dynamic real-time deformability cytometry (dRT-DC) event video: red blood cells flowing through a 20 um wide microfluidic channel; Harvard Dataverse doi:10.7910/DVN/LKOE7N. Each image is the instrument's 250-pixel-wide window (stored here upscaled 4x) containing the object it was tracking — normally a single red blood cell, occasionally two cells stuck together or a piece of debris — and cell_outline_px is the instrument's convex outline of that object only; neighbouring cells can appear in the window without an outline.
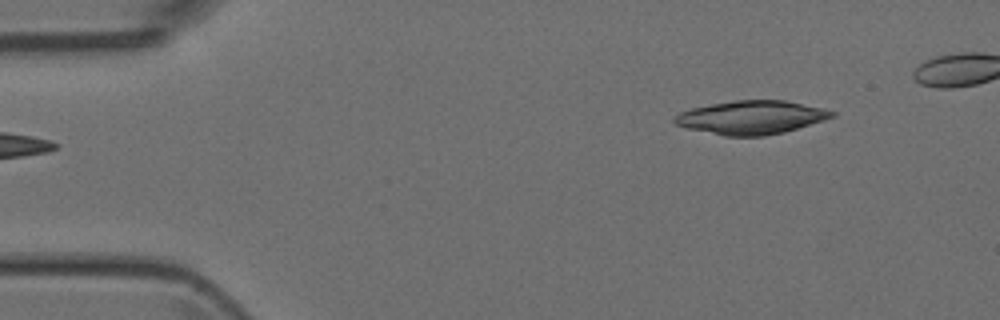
{"species": "Egyptian fruit bat (a non-hibernating species)", "species_latin": "Rousettus aegyptiacus", "temperature_condition": "room temperature", "stored_images_in_passage": 39, "camera_frame_rate_fps": 3000, "um_per_image_px": 0.085, "animal": {"sex": "female"}, "frame": {"image": 1, "passage_image": 1, "time_ms": 0.0, "image_size_px": [1000, 320], "cell_outline_px": [[836, 116], [824, 120], [784, 132], [764, 136], [724, 136], [688, 128], [676, 124], [672, 120], [680, 112], [692, 108], [732, 100], [784, 100], [820, 108], [836, 112]], "centroid_in_image_um": [63.85, 9.98], "position_along_channel_um": 21.1, "area_um2": 30.46}}
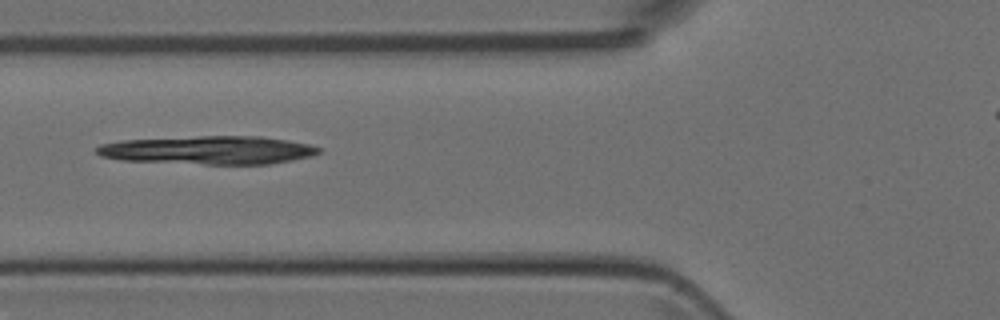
{"frame": {"image": 2, "passage_image": 13, "time_ms": 4.0, "image_size_px": [1000, 320], "cell_outline_px": [[320, 152], [312, 156], [292, 160], [268, 164], [204, 164], [120, 160], [100, 156], [96, 152], [96, 148], [100, 144], [124, 140], [200, 136], [260, 136], [288, 140], [308, 144], [320, 148]], "centroid_in_image_um": [17.72, 12.76], "position_along_channel_um": 108.1, "area_um2": 36.59}}
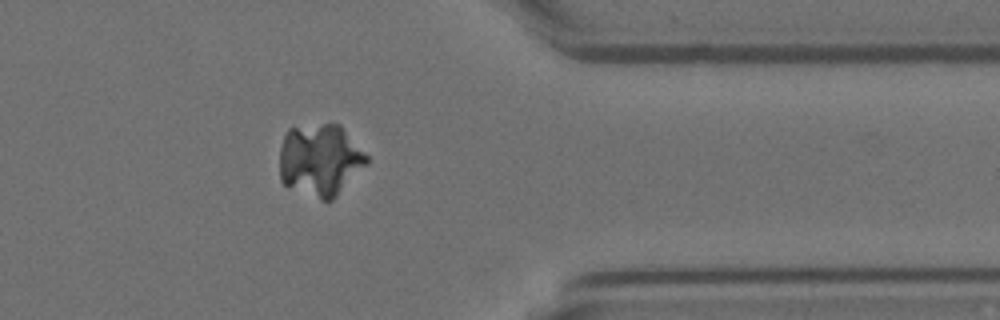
{"frame": {"image": 3, "passage_image": 34, "time_ms": 11.0, "image_size_px": [1000, 320], "cell_outline_px": [[368, 164], [332, 200], [324, 200], [284, 184], [280, 180], [280, 148], [284, 136], [288, 128], [324, 124], [340, 124], [368, 156]], "centroid_in_image_um": [27.22, 13.58], "position_along_channel_um": 384.2, "area_um2": 36.3}}